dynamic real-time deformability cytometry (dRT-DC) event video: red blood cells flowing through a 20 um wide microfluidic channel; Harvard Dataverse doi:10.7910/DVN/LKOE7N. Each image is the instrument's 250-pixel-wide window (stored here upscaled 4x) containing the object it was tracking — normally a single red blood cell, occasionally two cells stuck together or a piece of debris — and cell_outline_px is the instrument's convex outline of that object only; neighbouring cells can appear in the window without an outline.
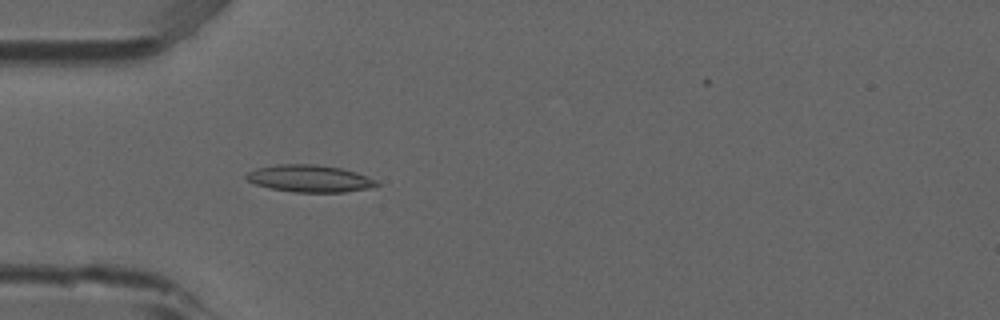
{"species": "common noctule bat (a hibernating species)", "species_latin": "Nyctalus noctula", "temperature_condition": "room temperature", "stored_images_in_passage": 2, "camera_frame_rate_fps": 3000, "um_per_image_px": 0.085, "animal": {"sex": "male", "forearm_length_mm": 52.5}, "frame": {"image": 1, "passage_image": 2, "time_ms": 0.333, "image_size_px": [1000, 320], "cell_outline_px": [[380, 184], [376, 188], [344, 192], [292, 192], [272, 188], [256, 184], [248, 180], [244, 176], [248, 172], [256, 168], [276, 164], [316, 164], [340, 168], [356, 172], [376, 180]], "centroid_in_image_um": [26.36, 15.18], "position_along_channel_um": 58.6, "area_um2": 20.69}}